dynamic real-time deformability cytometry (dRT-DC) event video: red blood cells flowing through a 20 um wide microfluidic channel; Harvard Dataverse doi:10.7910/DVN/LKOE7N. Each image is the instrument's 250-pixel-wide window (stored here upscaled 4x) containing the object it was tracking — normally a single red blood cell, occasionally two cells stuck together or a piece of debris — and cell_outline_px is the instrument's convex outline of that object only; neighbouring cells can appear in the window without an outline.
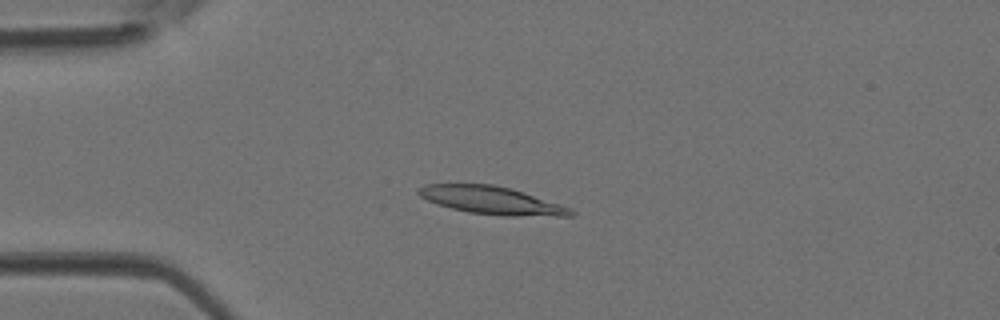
{"species": "Egyptian fruit bat (a non-hibernating species)", "species_latin": "Rousettus aegyptiacus", "temperature_condition": "room temperature", "stored_images_in_passage": 21, "camera_frame_rate_fps": 3000, "um_per_image_px": 0.085, "animal": {"sex": "female"}, "frame": {"image": 1, "passage_image": 6, "time_ms": 1.667, "image_size_px": [1000, 320], "cell_outline_px": [[576, 216], [500, 216], [468, 212], [436, 204], [420, 196], [416, 192], [416, 188], [424, 184], [492, 184], [512, 188], [572, 208], [576, 212]], "centroid_in_image_um": [41.81, 17.03], "position_along_channel_um": 43.2, "area_um2": 24.97}}
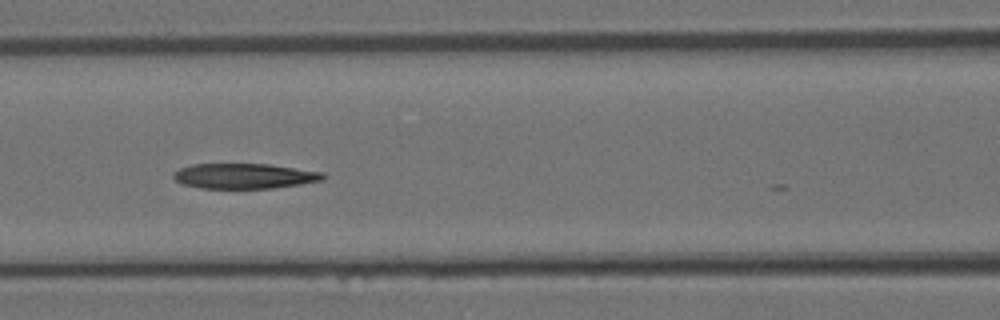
{"frame": {"image": 2, "passage_image": 14, "time_ms": 4.333, "image_size_px": [1000, 320], "cell_outline_px": [[328, 176], [324, 180], [300, 184], [272, 188], [200, 188], [184, 184], [176, 180], [172, 176], [172, 172], [180, 168], [192, 164], [272, 164], [324, 172]], "centroid_in_image_um": [20.81, 14.95], "position_along_channel_um": 145.8, "area_um2": 22.14}}
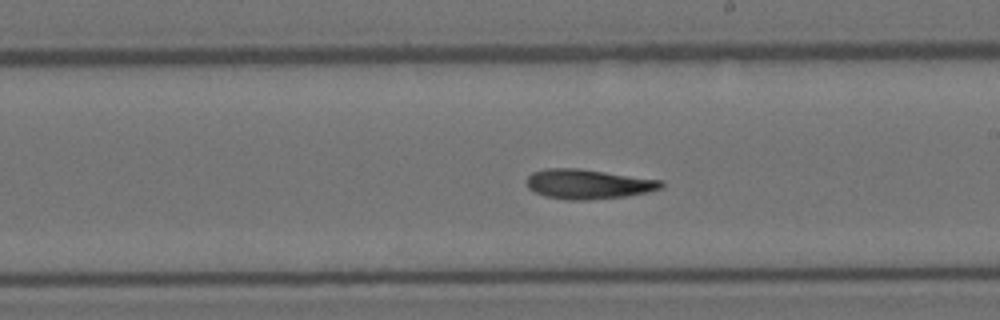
{"frame": {"image": 3, "passage_image": 20, "time_ms": 6.333, "image_size_px": [1000, 320], "cell_outline_px": [[664, 188], [648, 192], [624, 196], [588, 200], [568, 200], [544, 196], [528, 188], [528, 176], [532, 172], [544, 168], [580, 168], [664, 180]], "centroid_in_image_um": [50.03, 15.64], "position_along_channel_um": 239.0, "area_um2": 23.47}}